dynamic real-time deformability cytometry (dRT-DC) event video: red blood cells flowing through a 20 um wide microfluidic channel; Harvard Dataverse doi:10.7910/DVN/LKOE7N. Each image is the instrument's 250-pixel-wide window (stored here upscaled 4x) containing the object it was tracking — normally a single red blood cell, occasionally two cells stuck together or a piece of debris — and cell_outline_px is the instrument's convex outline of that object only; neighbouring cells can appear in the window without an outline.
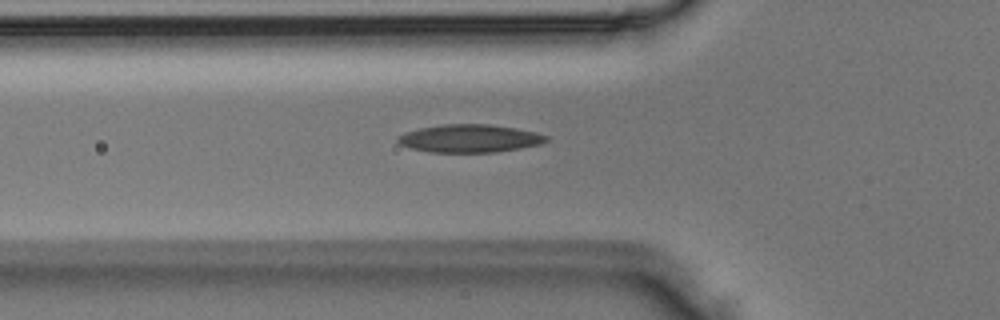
{"species": "Egyptian fruit bat (a non-hibernating species)", "species_latin": "Rousettus aegyptiacus", "temperature_condition": "room temperature", "stored_images_in_passage": 5, "camera_frame_rate_fps": 3000, "um_per_image_px": 0.085, "animal": {"sex": "male"}, "frame": {"image": 1, "passage_image": 5, "time_ms": 1.333, "image_size_px": [1000, 320], "cell_outline_px": [[548, 140], [540, 144], [520, 148], [496, 152], [428, 152], [412, 148], [400, 144], [396, 140], [396, 136], [404, 132], [420, 128], [444, 124], [488, 124], [516, 128], [536, 132], [548, 136]], "centroid_in_image_um": [39.9, 11.76], "position_along_channel_um": 85.9, "area_um2": 24.16}}